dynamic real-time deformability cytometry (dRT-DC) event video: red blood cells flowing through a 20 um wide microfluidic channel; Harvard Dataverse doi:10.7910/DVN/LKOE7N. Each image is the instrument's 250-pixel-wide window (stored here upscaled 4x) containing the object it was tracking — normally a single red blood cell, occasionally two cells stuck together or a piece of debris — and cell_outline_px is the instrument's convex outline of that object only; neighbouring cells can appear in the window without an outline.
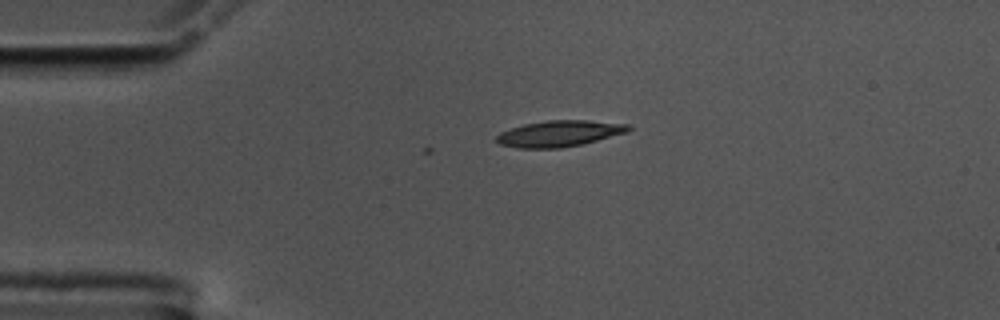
{"species": "common noctule bat (a hibernating species)", "species_latin": "Nyctalus noctula", "temperature_condition": "cold", "stored_images_in_passage": 5, "camera_frame_rate_fps": 3000, "um_per_image_px": 0.085, "animal": {"sex": "male", "body_mass_g": 17.5, "forearm_length_mm": 52.3}, "frame": {"image": 1, "passage_image": 1, "time_ms": 0.0, "image_size_px": [1000, 320], "cell_outline_px": [[632, 128], [628, 132], [580, 144], [560, 148], [516, 148], [500, 144], [496, 140], [496, 136], [500, 132], [524, 124], [548, 120], [588, 120], [628, 124]], "centroid_in_image_um": [47.53, 11.35], "position_along_channel_um": 37.5, "area_um2": 19.94}}